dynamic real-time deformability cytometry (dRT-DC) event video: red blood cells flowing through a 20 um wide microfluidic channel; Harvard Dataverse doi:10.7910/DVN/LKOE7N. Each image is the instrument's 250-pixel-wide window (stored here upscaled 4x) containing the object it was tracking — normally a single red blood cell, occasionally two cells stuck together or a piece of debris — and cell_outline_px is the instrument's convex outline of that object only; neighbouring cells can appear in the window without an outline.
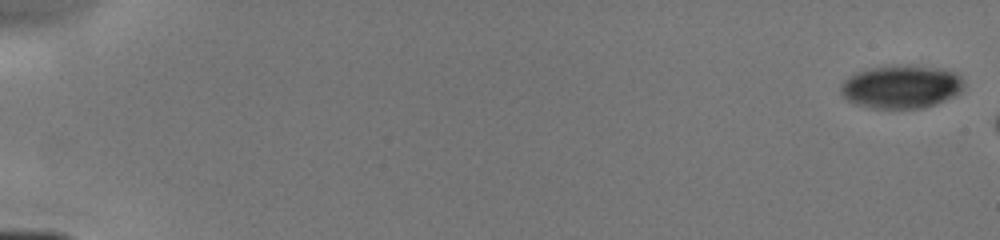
{"species": "human", "species_latin": "Homo sapiens", "temperature_condition": "cold", "stored_images_in_passage": 7, "camera_frame_rate_fps": 3000, "um_per_image_px": 0.085, "donor": {"sex": "male"}, "frame": {"image": 1, "passage_image": 1, "time_ms": 0.0, "image_size_px": [1000, 240], "cell_outline_px": [[964, 84], [960, 92], [936, 104], [924, 108], [872, 108], [856, 104], [848, 100], [840, 92], [840, 84], [848, 76], [856, 72], [872, 68], [940, 68], [952, 72], [960, 76]], "centroid_in_image_um": [76.57, 7.42], "position_along_channel_um": 8.4, "area_um2": 29.94}}